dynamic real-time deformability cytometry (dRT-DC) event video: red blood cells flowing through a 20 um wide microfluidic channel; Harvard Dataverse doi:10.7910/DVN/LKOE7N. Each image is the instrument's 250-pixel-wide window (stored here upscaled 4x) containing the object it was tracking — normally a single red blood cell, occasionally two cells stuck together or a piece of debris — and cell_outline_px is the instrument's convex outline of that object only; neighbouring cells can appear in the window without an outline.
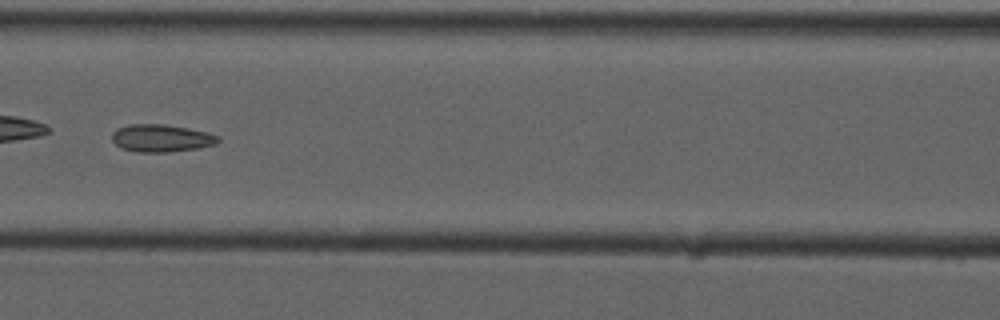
{"species": "common noctule bat (a hibernating species)", "species_latin": "Nyctalus noctula", "temperature_condition": "cold", "stored_images_in_passage": 7, "camera_frame_rate_fps": 3000, "um_per_image_px": 0.085, "animal": {"sex": "male", "forearm_length_mm": 52.5}, "frame": {"image": 1, "passage_image": 7, "time_ms": 7.333, "image_size_px": [1000, 320], "cell_outline_px": [[220, 140], [216, 144], [200, 148], [168, 152], [136, 152], [120, 148], [112, 140], [112, 132], [116, 128], [128, 124], [164, 124], [208, 132], [220, 136]], "centroid_in_image_um": [13.7, 11.74], "position_along_channel_um": 152.9, "area_um2": 17.22}}